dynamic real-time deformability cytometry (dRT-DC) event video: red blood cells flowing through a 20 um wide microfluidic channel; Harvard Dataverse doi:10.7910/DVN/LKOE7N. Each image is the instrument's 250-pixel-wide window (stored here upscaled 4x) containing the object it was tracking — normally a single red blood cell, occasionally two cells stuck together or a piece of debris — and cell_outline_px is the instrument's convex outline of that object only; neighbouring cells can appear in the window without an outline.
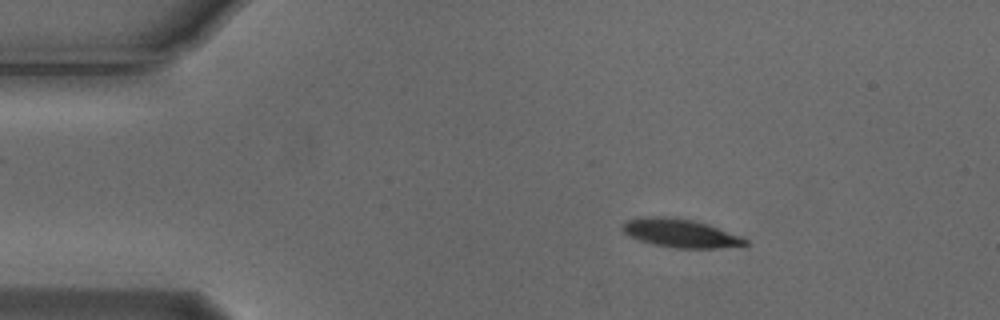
{"species": "Egyptian fruit bat (a non-hibernating species)", "species_latin": "Rousettus aegyptiacus", "temperature_condition": "cold", "stored_images_in_passage": 47, "camera_frame_rate_fps": 3000, "um_per_image_px": 0.085, "animal": {"sex": "male"}, "frame": {"image": 1, "passage_image": 1, "time_ms": 0.0, "image_size_px": [1000, 320], "cell_outline_px": [[748, 244], [716, 248], [676, 248], [652, 244], [640, 240], [624, 232], [620, 228], [628, 220], [644, 216], [676, 216], [708, 224], [740, 236], [748, 240]], "centroid_in_image_um": [57.82, 19.8], "position_along_channel_um": 27.2, "area_um2": 20.23}}
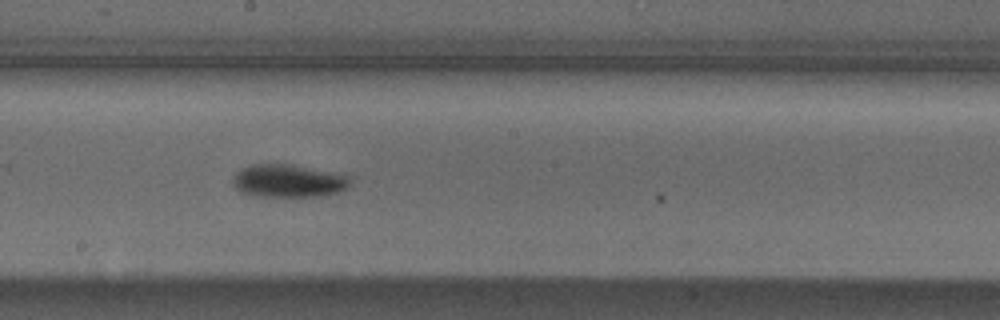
{"frame": {"image": 2, "passage_image": 22, "time_ms": 7.0, "image_size_px": [1000, 320], "cell_outline_px": [[352, 184], [340, 192], [320, 196], [260, 196], [240, 192], [232, 184], [232, 176], [236, 172], [252, 164], [292, 164], [332, 172], [348, 176]], "centroid_in_image_um": [24.5, 15.37], "position_along_channel_um": 223.7, "area_um2": 22.48}}
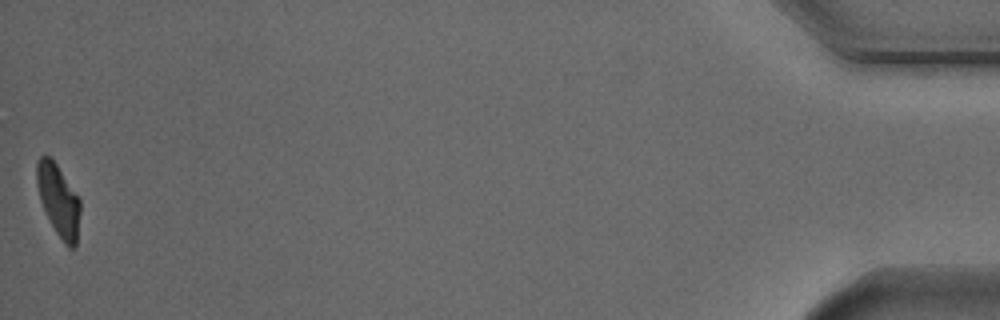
{"frame": {"image": 3, "passage_image": 47, "time_ms": 15.333, "image_size_px": [1000, 320], "cell_outline_px": [[80, 212], [76, 244], [72, 248], [68, 248], [64, 244], [56, 232], [40, 200], [36, 184], [36, 160], [40, 156], [48, 156], [56, 164], [80, 200]], "centroid_in_image_um": [4.95, 17.02], "position_along_channel_um": 430.2, "area_um2": 17.86}, "authors_computed_cell_mechanics": {"area_um2": 21.5594, "velocity_mm_per_s": 3.6972, "shape_relaxation_time_tau1_ms": 3.8192, "shape_relaxation_time_tau2_ms": null, "deformation_change_tau1": 0.138, "deformation_change_tau2": null}}